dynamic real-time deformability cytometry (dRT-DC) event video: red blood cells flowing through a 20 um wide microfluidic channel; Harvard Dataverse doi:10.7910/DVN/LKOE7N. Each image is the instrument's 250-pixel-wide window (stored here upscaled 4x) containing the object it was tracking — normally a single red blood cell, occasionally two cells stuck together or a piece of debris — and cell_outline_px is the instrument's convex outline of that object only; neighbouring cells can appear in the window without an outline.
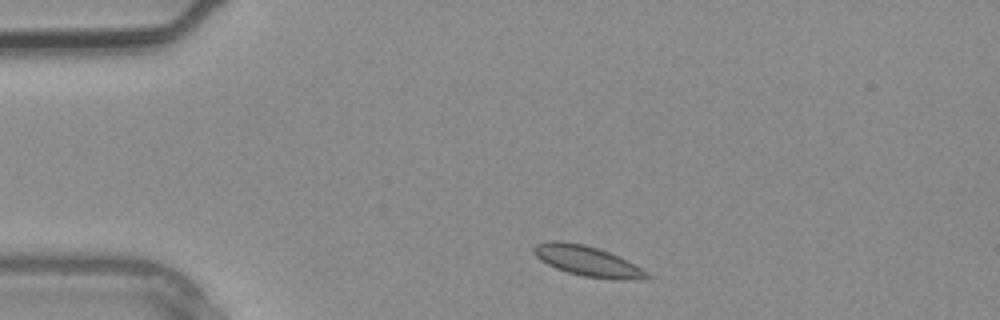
{"species": "common noctule bat (a hibernating species)", "species_latin": "Nyctalus noctula", "temperature_condition": "warm", "stored_images_in_passage": 2, "camera_frame_rate_fps": 3000, "um_per_image_px": 0.085, "animal": {"sex": "male", "body_mass_g": 20.4}, "frame": {"image": 1, "passage_image": 1, "time_ms": 0.0, "image_size_px": [1000, 320], "cell_outline_px": [[652, 276], [620, 280], [584, 276], [568, 272], [556, 268], [540, 260], [532, 252], [532, 248], [536, 244], [548, 240], [560, 240], [584, 244], [608, 252], [648, 272]], "centroid_in_image_um": [49.82, 22.16], "position_along_channel_um": 35.2, "area_um2": 19.48}}